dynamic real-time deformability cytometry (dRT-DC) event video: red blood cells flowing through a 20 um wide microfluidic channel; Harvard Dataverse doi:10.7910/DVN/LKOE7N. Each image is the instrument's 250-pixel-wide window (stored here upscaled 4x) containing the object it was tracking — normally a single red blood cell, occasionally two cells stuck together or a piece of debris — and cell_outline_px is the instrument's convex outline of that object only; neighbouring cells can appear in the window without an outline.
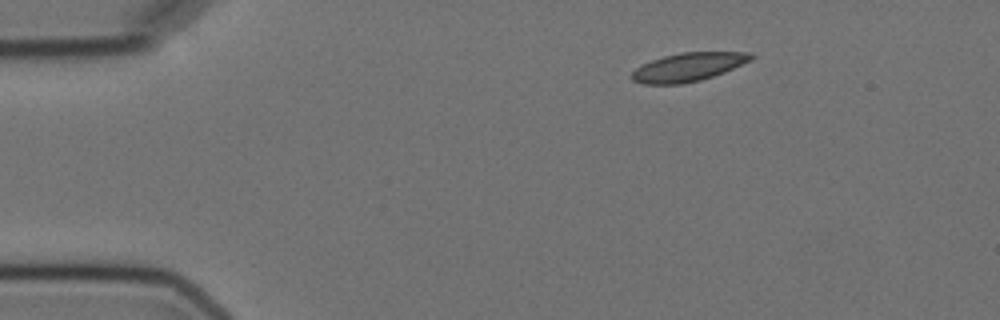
{"species": "Egyptian fruit bat (a non-hibernating species)", "species_latin": "Rousettus aegyptiacus", "temperature_condition": "cold", "stored_images_in_passage": 3, "camera_frame_rate_fps": 3000, "um_per_image_px": 0.085, "animal": {"sex": "female"}, "frame": {"image": 1, "passage_image": 1, "time_ms": 0.0, "image_size_px": [1000, 320], "cell_outline_px": [[756, 56], [752, 60], [724, 72], [700, 80], [680, 84], [644, 84], [632, 80], [628, 76], [640, 64], [664, 56], [680, 52], [752, 52]], "centroid_in_image_um": [58.48, 5.69], "position_along_channel_um": 26.5, "area_um2": 19.94}}